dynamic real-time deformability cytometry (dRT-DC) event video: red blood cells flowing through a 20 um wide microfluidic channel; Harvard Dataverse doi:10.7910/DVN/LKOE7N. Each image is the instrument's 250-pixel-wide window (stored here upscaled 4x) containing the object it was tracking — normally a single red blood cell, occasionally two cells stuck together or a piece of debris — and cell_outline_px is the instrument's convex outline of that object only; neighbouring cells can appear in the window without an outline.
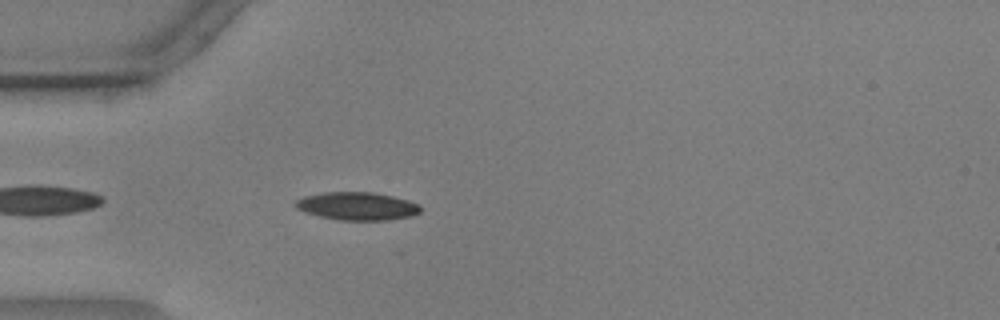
{"species": "common noctule bat (a hibernating species)", "species_latin": "Nyctalus noctula", "temperature_condition": "warm", "stored_images_in_passage": 39, "camera_frame_rate_fps": 3000, "um_per_image_px": 0.085, "animal": {"sex": "male", "body_mass_g": 17.9, "forearm_length_mm": 54.2}, "frame": {"image": 1, "passage_image": 4, "time_ms": 1.0, "image_size_px": [1000, 320], "cell_outline_px": [[420, 212], [412, 216], [384, 220], [340, 220], [320, 216], [304, 212], [296, 208], [292, 204], [296, 200], [304, 196], [324, 192], [372, 192], [392, 196], [408, 200], [420, 204]], "centroid_in_image_um": [30.33, 17.51], "position_along_channel_um": 54.7, "area_um2": 20.4}}
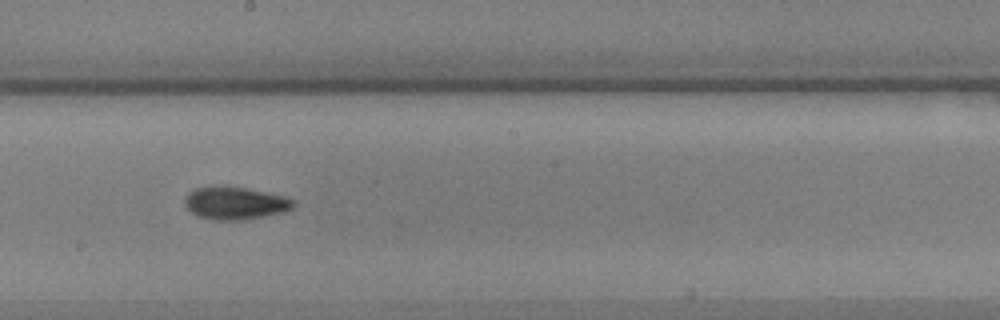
{"frame": {"image": 2, "passage_image": 19, "time_ms": 6.0, "image_size_px": [1000, 320], "cell_outline_px": [[296, 204], [292, 208], [284, 212], [264, 216], [240, 220], [212, 220], [196, 216], [184, 204], [184, 196], [188, 192], [196, 188], [216, 184], [248, 188], [284, 196], [296, 200]], "centroid_in_image_um": [19.96, 17.24], "position_along_channel_um": 228.2, "area_um2": 21.15}}
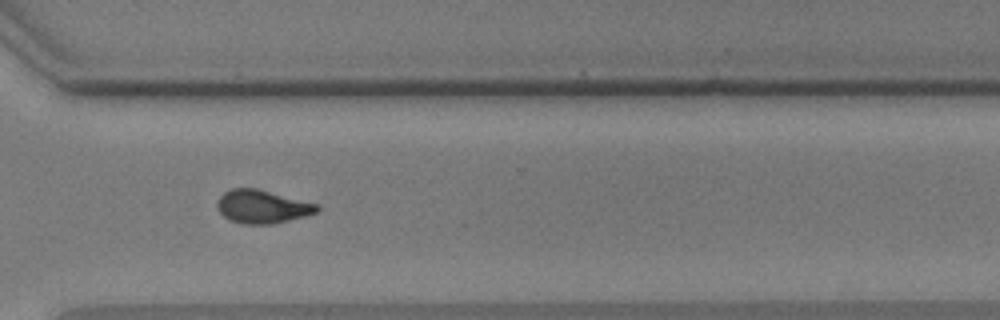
{"frame": {"image": 3, "passage_image": 29, "time_ms": 9.333, "image_size_px": [1000, 320], "cell_outline_px": [[320, 208], [316, 212], [308, 216], [272, 224], [244, 224], [228, 220], [220, 212], [216, 204], [216, 200], [224, 192], [232, 188], [256, 188], [316, 204]], "centroid_in_image_um": [22.26, 17.57], "position_along_channel_um": 348.3, "area_um2": 19.31}, "authors_computed_cell_mechanics": {"area_um2": 19.4208, "velocity_mm_per_s": 3.6126, "shape_relaxation_time_tau1_ms": 5.6458, "shape_relaxation_time_tau2_ms": 5.6805, "deformation_change_tau1": 0.1814, "deformation_change_tau2": 0.1251}}